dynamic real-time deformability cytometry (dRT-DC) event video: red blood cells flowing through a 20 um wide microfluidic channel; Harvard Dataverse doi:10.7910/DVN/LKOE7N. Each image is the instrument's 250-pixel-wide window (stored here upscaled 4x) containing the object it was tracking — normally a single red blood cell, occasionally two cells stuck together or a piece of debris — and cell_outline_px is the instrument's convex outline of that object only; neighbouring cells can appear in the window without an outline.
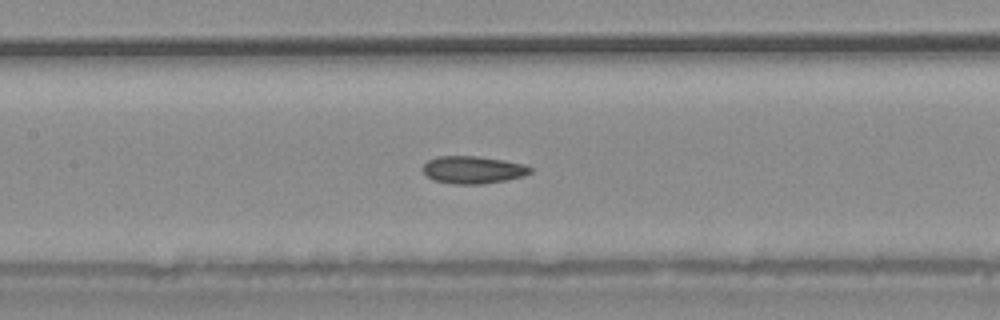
{"species": "common noctule bat (a hibernating species)", "species_latin": "Nyctalus noctula", "temperature_condition": "warm", "stored_images_in_passage": 29, "camera_frame_rate_fps": 3000, "um_per_image_px": 0.085, "animal": {"sex": "male", "body_mass_g": 20.4}, "frame": {"image": 1, "passage_image": 9, "time_ms": 2.667, "image_size_px": [1000, 320], "cell_outline_px": [[532, 172], [524, 176], [484, 184], [456, 184], [432, 180], [424, 172], [424, 164], [428, 160], [436, 156], [476, 156], [504, 160], [524, 164], [532, 168]], "centroid_in_image_um": [40.22, 14.43], "position_along_channel_um": 167.2, "area_um2": 17.17}}
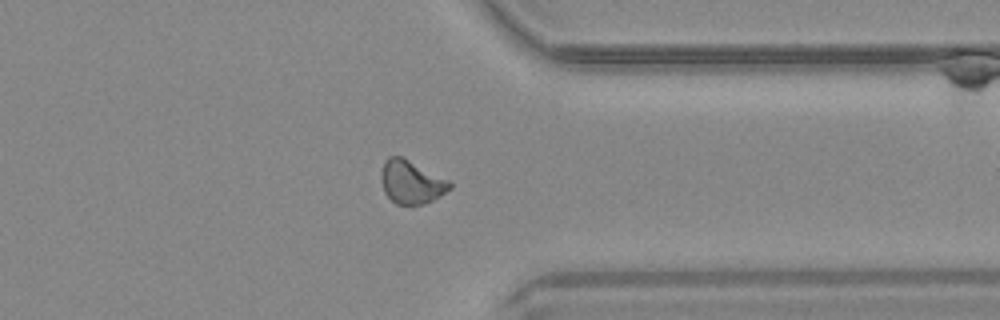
{"frame": {"image": 2, "passage_image": 21, "time_ms": 6.667, "image_size_px": [1000, 320], "cell_outline_px": [[452, 188], [440, 196], [424, 204], [396, 204], [384, 192], [380, 176], [384, 160], [388, 156], [400, 156], [448, 180], [452, 184]], "centroid_in_image_um": [34.94, 15.48], "position_along_channel_um": 376.5, "area_um2": 17.05}}